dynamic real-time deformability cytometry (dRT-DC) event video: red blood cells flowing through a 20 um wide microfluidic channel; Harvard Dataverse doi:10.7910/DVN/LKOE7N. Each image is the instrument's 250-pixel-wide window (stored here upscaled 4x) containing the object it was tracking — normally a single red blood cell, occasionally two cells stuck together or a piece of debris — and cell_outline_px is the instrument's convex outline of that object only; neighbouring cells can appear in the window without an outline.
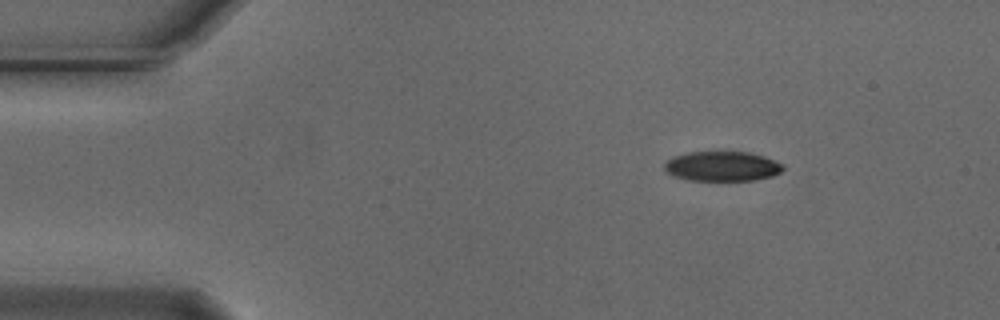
{"species": "Egyptian fruit bat (a non-hibernating species)", "species_latin": "Rousettus aegyptiacus", "temperature_condition": "cold", "stored_images_in_passage": 48, "camera_frame_rate_fps": 3000, "um_per_image_px": 0.085, "animal": {"sex": "male"}, "frame": {"image": 1, "passage_image": 1, "time_ms": 0.0, "image_size_px": [1000, 320], "cell_outline_px": [[784, 168], [780, 172], [772, 176], [752, 180], [688, 180], [676, 176], [668, 172], [664, 168], [664, 164], [672, 156], [688, 152], [748, 152], [764, 156], [784, 164]], "centroid_in_image_um": [61.39, 14.12], "position_along_channel_um": 23.6, "area_um2": 20.46}}
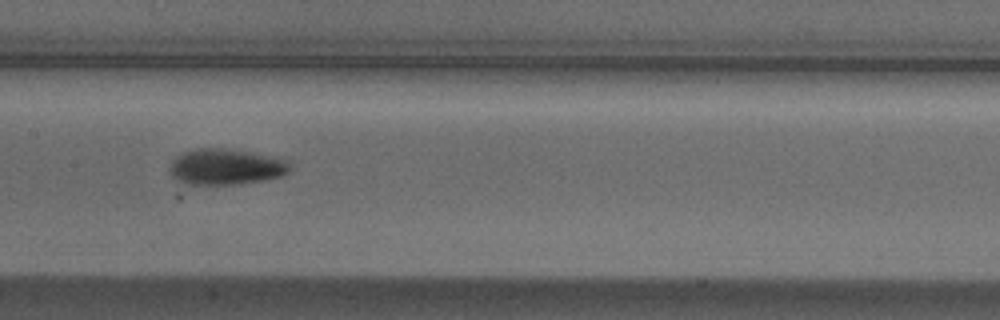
{"frame": {"image": 2, "passage_image": 20, "time_ms": 6.333, "image_size_px": [1000, 320], "cell_outline_px": [[288, 172], [280, 176], [260, 180], [236, 184], [188, 184], [176, 180], [172, 176], [172, 160], [176, 156], [184, 152], [200, 148], [220, 148], [248, 152], [288, 160]], "centroid_in_image_um": [19.16, 14.18], "position_along_channel_um": 188.2, "area_um2": 24.45}}
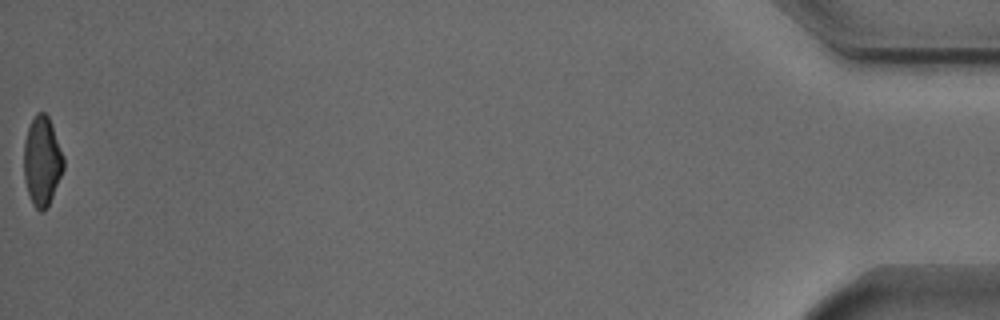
{"frame": {"image": 3, "passage_image": 48, "time_ms": 15.667, "image_size_px": [1000, 320], "cell_outline_px": [[64, 168], [52, 196], [44, 212], [40, 212], [32, 204], [24, 180], [24, 140], [28, 128], [36, 112], [44, 112], [48, 116], [52, 124], [64, 156]], "centroid_in_image_um": [3.57, 13.68], "position_along_channel_um": 431.6, "area_um2": 20.63}, "authors_computed_cell_mechanics": {"area_um2": 22.4553, "velocity_mm_per_s": 3.7304, "shape_relaxation_time_tau1_ms": 2.7908, "shape_relaxation_time_tau2_ms": 8.0447, "deformation_change_tau1": 0.131, "deformation_change_tau2": 0.1496}}